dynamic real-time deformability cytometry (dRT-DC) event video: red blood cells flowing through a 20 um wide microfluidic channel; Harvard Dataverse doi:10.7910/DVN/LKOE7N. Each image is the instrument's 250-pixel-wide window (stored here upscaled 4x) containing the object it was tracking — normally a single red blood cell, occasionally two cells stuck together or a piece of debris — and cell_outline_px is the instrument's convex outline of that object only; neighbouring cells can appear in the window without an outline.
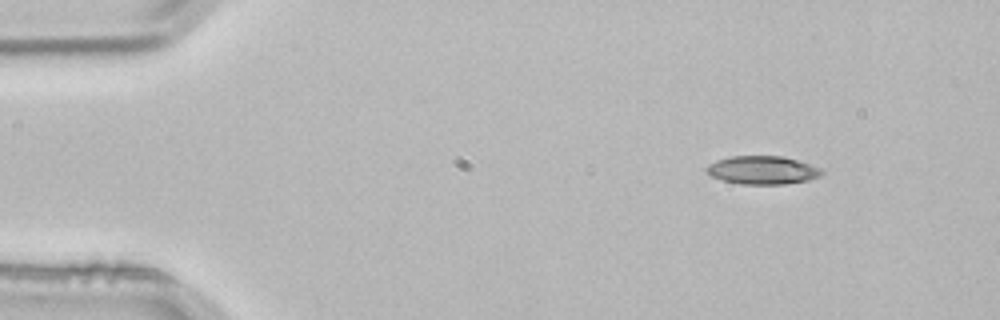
{"species": "common noctule bat (a hibernating species)", "species_latin": "Nyctalus noctula", "temperature_condition": "room temperature", "stored_images_in_passage": 3, "camera_frame_rate_fps": 3000, "um_per_image_px": 0.085, "animal": {"sex": "male", "body_mass_g": 21.5, "forearm_length_mm": 52.0}, "frame": {"image": 1, "passage_image": 1, "time_ms": 0.0, "image_size_px": [1000, 320], "cell_outline_px": [[824, 172], [820, 176], [808, 180], [784, 184], [740, 184], [724, 180], [712, 176], [704, 168], [708, 164], [716, 160], [728, 156], [784, 156], [820, 168]], "centroid_in_image_um": [64.79, 14.45], "position_along_channel_um": 20.2, "area_um2": 18.9}}